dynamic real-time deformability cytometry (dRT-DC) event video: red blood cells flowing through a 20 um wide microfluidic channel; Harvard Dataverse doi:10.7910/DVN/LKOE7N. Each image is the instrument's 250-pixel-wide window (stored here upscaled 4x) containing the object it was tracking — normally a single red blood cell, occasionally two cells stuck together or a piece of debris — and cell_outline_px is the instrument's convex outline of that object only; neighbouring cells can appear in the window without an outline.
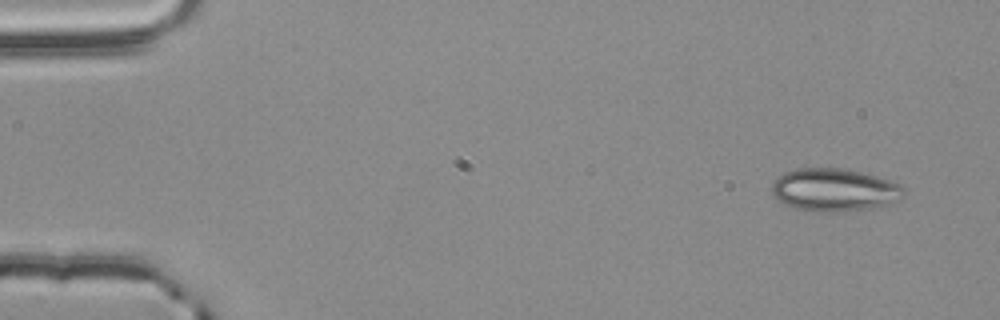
{"species": "common noctule bat (a hibernating species)", "species_latin": "Nyctalus noctula", "temperature_condition": "room temperature", "stored_images_in_passage": 3, "camera_frame_rate_fps": 3000, "um_per_image_px": 0.085, "animal": {"sex": "male", "body_mass_g": 20.4}, "frame": {"image": 1, "passage_image": 1, "time_ms": 0.0, "image_size_px": [1000, 320], "cell_outline_px": [[904, 196], [900, 200], [888, 204], [868, 208], [844, 212], [804, 212], [792, 208], [784, 204], [772, 192], [772, 184], [776, 176], [784, 172], [796, 168], [840, 168], [860, 172], [876, 176], [900, 184], [904, 188]], "centroid_in_image_um": [70.89, 16.16], "position_along_channel_um": 14.1, "area_um2": 33.29}}